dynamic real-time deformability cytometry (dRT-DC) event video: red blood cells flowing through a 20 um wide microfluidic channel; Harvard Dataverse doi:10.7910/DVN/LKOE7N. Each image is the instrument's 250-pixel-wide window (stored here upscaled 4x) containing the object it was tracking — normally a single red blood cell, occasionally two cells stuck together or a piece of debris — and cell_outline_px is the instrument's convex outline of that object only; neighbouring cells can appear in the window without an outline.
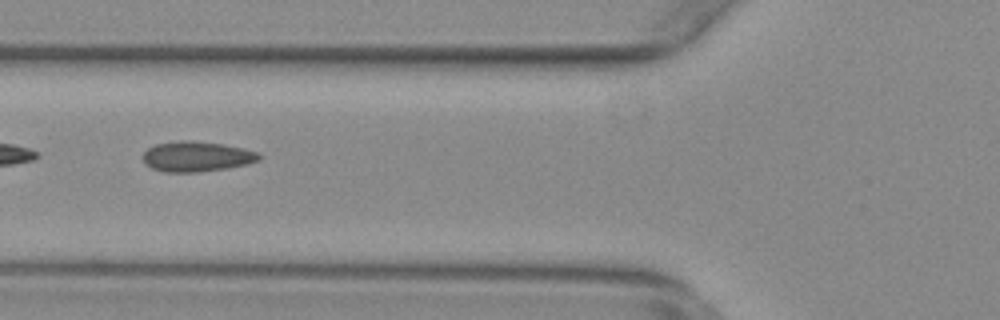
{"species": "common noctule bat (a hibernating species)", "species_latin": "Nyctalus noctula", "temperature_condition": "warm", "stored_images_in_passage": 55, "camera_frame_rate_fps": 3000, "um_per_image_px": 0.085, "animal": {"sex": "female", "body_mass_g": 29.2, "forearm_length_mm": 56.3}, "frame": {"image": 1, "passage_image": 21, "time_ms": 6.667, "image_size_px": [1000, 320], "cell_outline_px": [[260, 160], [248, 164], [200, 172], [164, 172], [152, 168], [144, 164], [140, 156], [148, 148], [156, 144], [180, 140], [192, 140], [224, 144], [244, 148], [256, 152], [260, 156]], "centroid_in_image_um": [16.67, 13.3], "position_along_channel_um": 109.1, "area_um2": 20.63}}
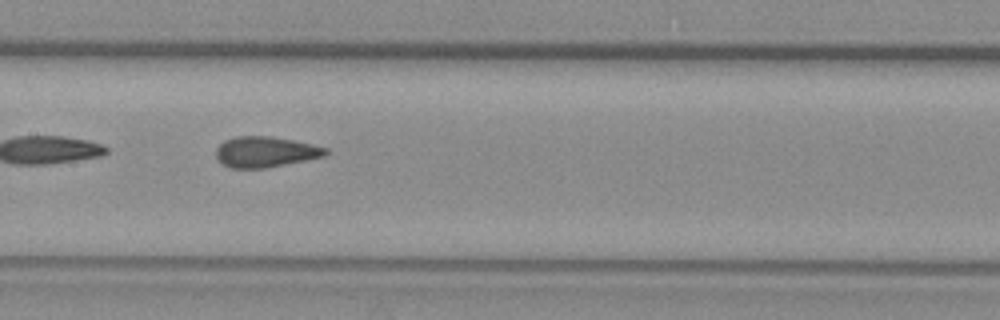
{"frame": {"image": 2, "passage_image": 27, "time_ms": 8.667, "image_size_px": [1000, 320], "cell_outline_px": [[328, 152], [324, 156], [264, 168], [232, 168], [224, 164], [216, 156], [216, 148], [224, 140], [236, 136], [272, 136], [296, 140], [328, 148]], "centroid_in_image_um": [22.56, 12.89], "position_along_channel_um": 184.8, "area_um2": 19.48}}
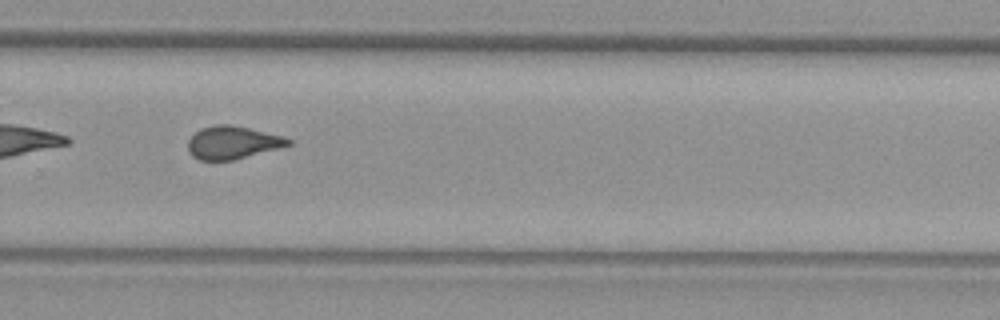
{"frame": {"image": 3, "passage_image": 37, "time_ms": 12.0, "image_size_px": [1000, 320], "cell_outline_px": [[292, 144], [280, 148], [232, 160], [200, 160], [192, 156], [188, 148], [188, 140], [200, 128], [216, 124], [228, 124], [248, 128], [284, 136], [292, 140]], "centroid_in_image_um": [19.78, 12.11], "position_along_channel_um": 310.0, "area_um2": 19.13}, "authors_computed_cell_mechanics": {"area_um2": 19.7676, "velocity_mm_per_s": 3.7777, "shape_relaxation_time_tau1_ms": null, "shape_relaxation_time_tau2_ms": 1.4026, "deformation_change_tau1": null, "deformation_change_tau2": 0.089}}